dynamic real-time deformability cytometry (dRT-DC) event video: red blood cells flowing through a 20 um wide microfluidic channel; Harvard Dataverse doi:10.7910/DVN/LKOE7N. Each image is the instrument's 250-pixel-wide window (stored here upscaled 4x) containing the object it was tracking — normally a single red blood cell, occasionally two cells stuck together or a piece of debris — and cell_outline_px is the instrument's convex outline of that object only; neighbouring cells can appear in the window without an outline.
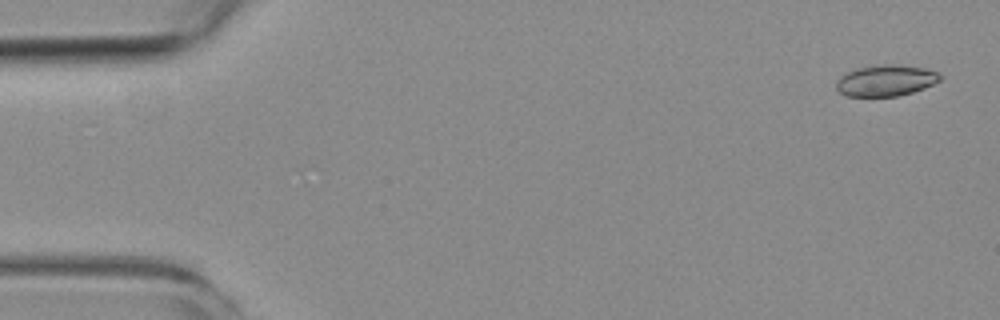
{"species": "common noctule bat (a hibernating species)", "species_latin": "Nyctalus noctula", "temperature_condition": "room temperature", "stored_images_in_passage": 6, "camera_frame_rate_fps": 3000, "um_per_image_px": 0.085, "animal": {"sex": "female", "body_mass_g": 19.3, "forearm_length_mm": 54.1}, "frame": {"image": 1, "passage_image": 1, "time_ms": 0.0, "image_size_px": [1000, 320], "cell_outline_px": [[940, 80], [924, 88], [900, 96], [848, 96], [840, 92], [836, 88], [836, 80], [840, 76], [856, 68], [884, 64], [900, 64], [924, 68], [936, 72], [940, 76]], "centroid_in_image_um": [75.27, 6.84], "position_along_channel_um": 9.7, "area_um2": 18.79}}
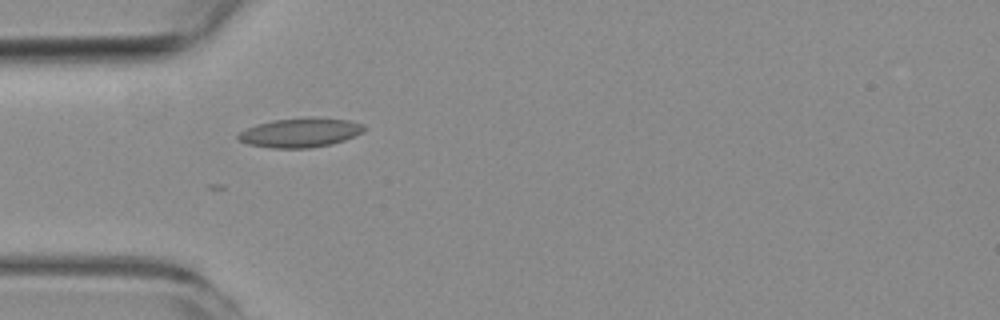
{"frame": {"image": 2, "passage_image": 6, "time_ms": 8.0, "image_size_px": [1000, 320], "cell_outline_px": [[364, 132], [344, 140], [332, 144], [308, 148], [272, 148], [248, 144], [240, 140], [236, 136], [240, 132], [256, 124], [272, 120], [308, 116], [312, 116], [348, 120], [364, 124]], "centroid_in_image_um": [25.54, 11.25], "position_along_channel_um": 59.5, "area_um2": 21.68}}